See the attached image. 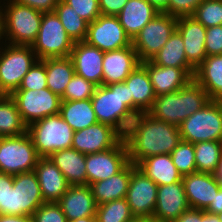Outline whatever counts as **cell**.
Wrapping results in <instances>:
<instances>
[{"instance_id":"f6af8a7d","label":"cell","mask_w":222,"mask_h":222,"mask_svg":"<svg viewBox=\"0 0 222 222\" xmlns=\"http://www.w3.org/2000/svg\"><path fill=\"white\" fill-rule=\"evenodd\" d=\"M203 0H169V14L176 17L191 16Z\"/></svg>"},{"instance_id":"1f68e13d","label":"cell","mask_w":222,"mask_h":222,"mask_svg":"<svg viewBox=\"0 0 222 222\" xmlns=\"http://www.w3.org/2000/svg\"><path fill=\"white\" fill-rule=\"evenodd\" d=\"M47 88L60 97L75 74L70 57L45 59Z\"/></svg>"},{"instance_id":"b9f144b4","label":"cell","mask_w":222,"mask_h":222,"mask_svg":"<svg viewBox=\"0 0 222 222\" xmlns=\"http://www.w3.org/2000/svg\"><path fill=\"white\" fill-rule=\"evenodd\" d=\"M33 222H67L57 202H44L32 215Z\"/></svg>"},{"instance_id":"db71d44e","label":"cell","mask_w":222,"mask_h":222,"mask_svg":"<svg viewBox=\"0 0 222 222\" xmlns=\"http://www.w3.org/2000/svg\"><path fill=\"white\" fill-rule=\"evenodd\" d=\"M202 222H220L217 214H210L202 210Z\"/></svg>"},{"instance_id":"680465c9","label":"cell","mask_w":222,"mask_h":222,"mask_svg":"<svg viewBox=\"0 0 222 222\" xmlns=\"http://www.w3.org/2000/svg\"><path fill=\"white\" fill-rule=\"evenodd\" d=\"M132 222H155L153 219H135Z\"/></svg>"},{"instance_id":"277c9868","label":"cell","mask_w":222,"mask_h":222,"mask_svg":"<svg viewBox=\"0 0 222 222\" xmlns=\"http://www.w3.org/2000/svg\"><path fill=\"white\" fill-rule=\"evenodd\" d=\"M7 4L5 9L0 6L3 38L6 36L10 45L32 46L38 36L43 13L13 0H8Z\"/></svg>"},{"instance_id":"681fc988","label":"cell","mask_w":222,"mask_h":222,"mask_svg":"<svg viewBox=\"0 0 222 222\" xmlns=\"http://www.w3.org/2000/svg\"><path fill=\"white\" fill-rule=\"evenodd\" d=\"M173 222H202V210L190 208Z\"/></svg>"},{"instance_id":"9a60e30c","label":"cell","mask_w":222,"mask_h":222,"mask_svg":"<svg viewBox=\"0 0 222 222\" xmlns=\"http://www.w3.org/2000/svg\"><path fill=\"white\" fill-rule=\"evenodd\" d=\"M87 185L102 181L120 172L128 163V149L124 138L113 148L85 155Z\"/></svg>"},{"instance_id":"7a4b0ae2","label":"cell","mask_w":222,"mask_h":222,"mask_svg":"<svg viewBox=\"0 0 222 222\" xmlns=\"http://www.w3.org/2000/svg\"><path fill=\"white\" fill-rule=\"evenodd\" d=\"M97 121L116 129L123 137L136 117L133 98H129L125 82L97 86L90 98Z\"/></svg>"},{"instance_id":"cb8c5ba5","label":"cell","mask_w":222,"mask_h":222,"mask_svg":"<svg viewBox=\"0 0 222 222\" xmlns=\"http://www.w3.org/2000/svg\"><path fill=\"white\" fill-rule=\"evenodd\" d=\"M34 172L38 178L44 202H57L70 186L49 157H40Z\"/></svg>"},{"instance_id":"d6986e66","label":"cell","mask_w":222,"mask_h":222,"mask_svg":"<svg viewBox=\"0 0 222 222\" xmlns=\"http://www.w3.org/2000/svg\"><path fill=\"white\" fill-rule=\"evenodd\" d=\"M103 56L104 52L97 47L85 41H78L74 43L69 57L72 59L75 74L100 86L103 77Z\"/></svg>"},{"instance_id":"ffe728a7","label":"cell","mask_w":222,"mask_h":222,"mask_svg":"<svg viewBox=\"0 0 222 222\" xmlns=\"http://www.w3.org/2000/svg\"><path fill=\"white\" fill-rule=\"evenodd\" d=\"M190 208L205 210L222 187L214 174L194 172L182 178Z\"/></svg>"},{"instance_id":"7c38bea8","label":"cell","mask_w":222,"mask_h":222,"mask_svg":"<svg viewBox=\"0 0 222 222\" xmlns=\"http://www.w3.org/2000/svg\"><path fill=\"white\" fill-rule=\"evenodd\" d=\"M10 96L27 127L42 118L60 113L61 97L48 88L39 91L15 90Z\"/></svg>"},{"instance_id":"d4e9b609","label":"cell","mask_w":222,"mask_h":222,"mask_svg":"<svg viewBox=\"0 0 222 222\" xmlns=\"http://www.w3.org/2000/svg\"><path fill=\"white\" fill-rule=\"evenodd\" d=\"M124 82L128 85L129 98H133V112L136 115L148 113L156 95L146 67L142 63L138 64Z\"/></svg>"},{"instance_id":"e0dca14e","label":"cell","mask_w":222,"mask_h":222,"mask_svg":"<svg viewBox=\"0 0 222 222\" xmlns=\"http://www.w3.org/2000/svg\"><path fill=\"white\" fill-rule=\"evenodd\" d=\"M190 209L183 182L158 186L156 206L152 219L155 222H173Z\"/></svg>"},{"instance_id":"2e32d148","label":"cell","mask_w":222,"mask_h":222,"mask_svg":"<svg viewBox=\"0 0 222 222\" xmlns=\"http://www.w3.org/2000/svg\"><path fill=\"white\" fill-rule=\"evenodd\" d=\"M123 136L113 127L97 122L74 132L71 148L82 154L103 152L115 147Z\"/></svg>"},{"instance_id":"4316f807","label":"cell","mask_w":222,"mask_h":222,"mask_svg":"<svg viewBox=\"0 0 222 222\" xmlns=\"http://www.w3.org/2000/svg\"><path fill=\"white\" fill-rule=\"evenodd\" d=\"M132 173L129 162L120 172L108 179L91 183L89 186L97 205L125 198Z\"/></svg>"},{"instance_id":"4dcf8cb0","label":"cell","mask_w":222,"mask_h":222,"mask_svg":"<svg viewBox=\"0 0 222 222\" xmlns=\"http://www.w3.org/2000/svg\"><path fill=\"white\" fill-rule=\"evenodd\" d=\"M59 114L74 131L98 122L91 99L61 101Z\"/></svg>"},{"instance_id":"7bdbcfd3","label":"cell","mask_w":222,"mask_h":222,"mask_svg":"<svg viewBox=\"0 0 222 222\" xmlns=\"http://www.w3.org/2000/svg\"><path fill=\"white\" fill-rule=\"evenodd\" d=\"M70 5L75 12L88 23H92L101 15L99 0H63Z\"/></svg>"},{"instance_id":"5b68a950","label":"cell","mask_w":222,"mask_h":222,"mask_svg":"<svg viewBox=\"0 0 222 222\" xmlns=\"http://www.w3.org/2000/svg\"><path fill=\"white\" fill-rule=\"evenodd\" d=\"M27 132L39 157H50L55 151L71 148L75 131L56 114L32 123Z\"/></svg>"},{"instance_id":"8992f818","label":"cell","mask_w":222,"mask_h":222,"mask_svg":"<svg viewBox=\"0 0 222 222\" xmlns=\"http://www.w3.org/2000/svg\"><path fill=\"white\" fill-rule=\"evenodd\" d=\"M181 140L195 144L222 141V101L210 100L179 126Z\"/></svg>"},{"instance_id":"816d5d0a","label":"cell","mask_w":222,"mask_h":222,"mask_svg":"<svg viewBox=\"0 0 222 222\" xmlns=\"http://www.w3.org/2000/svg\"><path fill=\"white\" fill-rule=\"evenodd\" d=\"M0 222H33V219L29 215L0 214Z\"/></svg>"},{"instance_id":"11a10c76","label":"cell","mask_w":222,"mask_h":222,"mask_svg":"<svg viewBox=\"0 0 222 222\" xmlns=\"http://www.w3.org/2000/svg\"><path fill=\"white\" fill-rule=\"evenodd\" d=\"M214 176L219 181V183L222 185V155H221L219 164L217 166V169H216V171L214 173Z\"/></svg>"},{"instance_id":"60d3db41","label":"cell","mask_w":222,"mask_h":222,"mask_svg":"<svg viewBox=\"0 0 222 222\" xmlns=\"http://www.w3.org/2000/svg\"><path fill=\"white\" fill-rule=\"evenodd\" d=\"M47 88L45 59L37 60L23 80L17 90H40Z\"/></svg>"},{"instance_id":"74e56055","label":"cell","mask_w":222,"mask_h":222,"mask_svg":"<svg viewBox=\"0 0 222 222\" xmlns=\"http://www.w3.org/2000/svg\"><path fill=\"white\" fill-rule=\"evenodd\" d=\"M170 156L182 176L197 172L194 144L181 140Z\"/></svg>"},{"instance_id":"83f0119b","label":"cell","mask_w":222,"mask_h":222,"mask_svg":"<svg viewBox=\"0 0 222 222\" xmlns=\"http://www.w3.org/2000/svg\"><path fill=\"white\" fill-rule=\"evenodd\" d=\"M193 79L210 100L222 101V54L207 56L196 68Z\"/></svg>"},{"instance_id":"e575fe53","label":"cell","mask_w":222,"mask_h":222,"mask_svg":"<svg viewBox=\"0 0 222 222\" xmlns=\"http://www.w3.org/2000/svg\"><path fill=\"white\" fill-rule=\"evenodd\" d=\"M54 12L74 42L85 40L89 23L82 19L70 5L60 0Z\"/></svg>"},{"instance_id":"9c48e42d","label":"cell","mask_w":222,"mask_h":222,"mask_svg":"<svg viewBox=\"0 0 222 222\" xmlns=\"http://www.w3.org/2000/svg\"><path fill=\"white\" fill-rule=\"evenodd\" d=\"M39 158L28 132L0 137V172L11 175L32 172Z\"/></svg>"},{"instance_id":"4fadbf2b","label":"cell","mask_w":222,"mask_h":222,"mask_svg":"<svg viewBox=\"0 0 222 222\" xmlns=\"http://www.w3.org/2000/svg\"><path fill=\"white\" fill-rule=\"evenodd\" d=\"M158 185L132 164L126 201L135 219H152L156 206Z\"/></svg>"},{"instance_id":"d6a6232c","label":"cell","mask_w":222,"mask_h":222,"mask_svg":"<svg viewBox=\"0 0 222 222\" xmlns=\"http://www.w3.org/2000/svg\"><path fill=\"white\" fill-rule=\"evenodd\" d=\"M156 65L174 68H194L186 58L181 34L175 30L165 45L151 59Z\"/></svg>"},{"instance_id":"bcb514c9","label":"cell","mask_w":222,"mask_h":222,"mask_svg":"<svg viewBox=\"0 0 222 222\" xmlns=\"http://www.w3.org/2000/svg\"><path fill=\"white\" fill-rule=\"evenodd\" d=\"M42 13L53 12L60 0H13Z\"/></svg>"},{"instance_id":"836d02e7","label":"cell","mask_w":222,"mask_h":222,"mask_svg":"<svg viewBox=\"0 0 222 222\" xmlns=\"http://www.w3.org/2000/svg\"><path fill=\"white\" fill-rule=\"evenodd\" d=\"M27 132L16 102L10 95H0V137H12Z\"/></svg>"},{"instance_id":"3957f363","label":"cell","mask_w":222,"mask_h":222,"mask_svg":"<svg viewBox=\"0 0 222 222\" xmlns=\"http://www.w3.org/2000/svg\"><path fill=\"white\" fill-rule=\"evenodd\" d=\"M209 101L207 92L192 79L176 92L156 96L148 113L157 120L179 127L187 117L199 111Z\"/></svg>"},{"instance_id":"f35d334b","label":"cell","mask_w":222,"mask_h":222,"mask_svg":"<svg viewBox=\"0 0 222 222\" xmlns=\"http://www.w3.org/2000/svg\"><path fill=\"white\" fill-rule=\"evenodd\" d=\"M191 16L205 28L222 25V0H203Z\"/></svg>"},{"instance_id":"f546056e","label":"cell","mask_w":222,"mask_h":222,"mask_svg":"<svg viewBox=\"0 0 222 222\" xmlns=\"http://www.w3.org/2000/svg\"><path fill=\"white\" fill-rule=\"evenodd\" d=\"M137 167L158 186L173 184L183 176L176 169L170 154H159L143 159Z\"/></svg>"},{"instance_id":"ab89813d","label":"cell","mask_w":222,"mask_h":222,"mask_svg":"<svg viewBox=\"0 0 222 222\" xmlns=\"http://www.w3.org/2000/svg\"><path fill=\"white\" fill-rule=\"evenodd\" d=\"M97 85L85 78L74 74L71 81L67 84L61 101H76L90 99L95 92Z\"/></svg>"},{"instance_id":"44dd1931","label":"cell","mask_w":222,"mask_h":222,"mask_svg":"<svg viewBox=\"0 0 222 222\" xmlns=\"http://www.w3.org/2000/svg\"><path fill=\"white\" fill-rule=\"evenodd\" d=\"M176 30L183 39L187 61L196 69L207 57L206 28L192 16H181L177 19Z\"/></svg>"},{"instance_id":"f907efd6","label":"cell","mask_w":222,"mask_h":222,"mask_svg":"<svg viewBox=\"0 0 222 222\" xmlns=\"http://www.w3.org/2000/svg\"><path fill=\"white\" fill-rule=\"evenodd\" d=\"M210 214H218L222 212V187L218 190L214 201L210 202V205L205 209Z\"/></svg>"},{"instance_id":"5bb4252c","label":"cell","mask_w":222,"mask_h":222,"mask_svg":"<svg viewBox=\"0 0 222 222\" xmlns=\"http://www.w3.org/2000/svg\"><path fill=\"white\" fill-rule=\"evenodd\" d=\"M84 41L103 52L119 50L132 44L117 16L102 14L89 23Z\"/></svg>"},{"instance_id":"ba28073f","label":"cell","mask_w":222,"mask_h":222,"mask_svg":"<svg viewBox=\"0 0 222 222\" xmlns=\"http://www.w3.org/2000/svg\"><path fill=\"white\" fill-rule=\"evenodd\" d=\"M5 46L0 48V95H11L38 59L32 46Z\"/></svg>"},{"instance_id":"603a6c76","label":"cell","mask_w":222,"mask_h":222,"mask_svg":"<svg viewBox=\"0 0 222 222\" xmlns=\"http://www.w3.org/2000/svg\"><path fill=\"white\" fill-rule=\"evenodd\" d=\"M67 221L95 217L97 204L89 185H70L57 201Z\"/></svg>"},{"instance_id":"9f6ffc18","label":"cell","mask_w":222,"mask_h":222,"mask_svg":"<svg viewBox=\"0 0 222 222\" xmlns=\"http://www.w3.org/2000/svg\"><path fill=\"white\" fill-rule=\"evenodd\" d=\"M67 222H96V217L78 218V219L67 221Z\"/></svg>"},{"instance_id":"30bf717a","label":"cell","mask_w":222,"mask_h":222,"mask_svg":"<svg viewBox=\"0 0 222 222\" xmlns=\"http://www.w3.org/2000/svg\"><path fill=\"white\" fill-rule=\"evenodd\" d=\"M178 17L159 12L132 40L140 63L150 61L177 29Z\"/></svg>"},{"instance_id":"f1b7e54d","label":"cell","mask_w":222,"mask_h":222,"mask_svg":"<svg viewBox=\"0 0 222 222\" xmlns=\"http://www.w3.org/2000/svg\"><path fill=\"white\" fill-rule=\"evenodd\" d=\"M49 158L60 169L69 185H87L85 154L68 148L55 151Z\"/></svg>"},{"instance_id":"f5cc1de1","label":"cell","mask_w":222,"mask_h":222,"mask_svg":"<svg viewBox=\"0 0 222 222\" xmlns=\"http://www.w3.org/2000/svg\"><path fill=\"white\" fill-rule=\"evenodd\" d=\"M156 10L169 14V0H147Z\"/></svg>"},{"instance_id":"6da1fadb","label":"cell","mask_w":222,"mask_h":222,"mask_svg":"<svg viewBox=\"0 0 222 222\" xmlns=\"http://www.w3.org/2000/svg\"><path fill=\"white\" fill-rule=\"evenodd\" d=\"M123 138L129 162L136 166L149 156L171 154L181 141L179 127L157 120L149 113L137 114Z\"/></svg>"},{"instance_id":"91938a15","label":"cell","mask_w":222,"mask_h":222,"mask_svg":"<svg viewBox=\"0 0 222 222\" xmlns=\"http://www.w3.org/2000/svg\"><path fill=\"white\" fill-rule=\"evenodd\" d=\"M217 216L219 218V221L222 222V212L218 213Z\"/></svg>"},{"instance_id":"484cf974","label":"cell","mask_w":222,"mask_h":222,"mask_svg":"<svg viewBox=\"0 0 222 222\" xmlns=\"http://www.w3.org/2000/svg\"><path fill=\"white\" fill-rule=\"evenodd\" d=\"M159 13L147 0H128L117 18L131 39Z\"/></svg>"},{"instance_id":"ac0fdd59","label":"cell","mask_w":222,"mask_h":222,"mask_svg":"<svg viewBox=\"0 0 222 222\" xmlns=\"http://www.w3.org/2000/svg\"><path fill=\"white\" fill-rule=\"evenodd\" d=\"M146 67L156 96L173 93L185 87L194 77L195 68H174L142 62Z\"/></svg>"},{"instance_id":"52a82bcc","label":"cell","mask_w":222,"mask_h":222,"mask_svg":"<svg viewBox=\"0 0 222 222\" xmlns=\"http://www.w3.org/2000/svg\"><path fill=\"white\" fill-rule=\"evenodd\" d=\"M56 13H43L40 29L32 48L38 60L69 57L74 46Z\"/></svg>"},{"instance_id":"8d00e7d4","label":"cell","mask_w":222,"mask_h":222,"mask_svg":"<svg viewBox=\"0 0 222 222\" xmlns=\"http://www.w3.org/2000/svg\"><path fill=\"white\" fill-rule=\"evenodd\" d=\"M96 222H132L135 220L125 198L97 205Z\"/></svg>"},{"instance_id":"7402d4cb","label":"cell","mask_w":222,"mask_h":222,"mask_svg":"<svg viewBox=\"0 0 222 222\" xmlns=\"http://www.w3.org/2000/svg\"><path fill=\"white\" fill-rule=\"evenodd\" d=\"M140 64L132 46L104 52L102 85L124 82L130 73Z\"/></svg>"},{"instance_id":"6f0895ef","label":"cell","mask_w":222,"mask_h":222,"mask_svg":"<svg viewBox=\"0 0 222 222\" xmlns=\"http://www.w3.org/2000/svg\"><path fill=\"white\" fill-rule=\"evenodd\" d=\"M3 32H2V12L0 9V40L3 38Z\"/></svg>"},{"instance_id":"d590c367","label":"cell","mask_w":222,"mask_h":222,"mask_svg":"<svg viewBox=\"0 0 222 222\" xmlns=\"http://www.w3.org/2000/svg\"><path fill=\"white\" fill-rule=\"evenodd\" d=\"M197 172L214 174L222 155V141H203L194 144Z\"/></svg>"},{"instance_id":"c3c4849f","label":"cell","mask_w":222,"mask_h":222,"mask_svg":"<svg viewBox=\"0 0 222 222\" xmlns=\"http://www.w3.org/2000/svg\"><path fill=\"white\" fill-rule=\"evenodd\" d=\"M12 187L13 175L0 172V214H5L7 192Z\"/></svg>"},{"instance_id":"ee69618b","label":"cell","mask_w":222,"mask_h":222,"mask_svg":"<svg viewBox=\"0 0 222 222\" xmlns=\"http://www.w3.org/2000/svg\"><path fill=\"white\" fill-rule=\"evenodd\" d=\"M205 51L207 56L222 54V25L206 28Z\"/></svg>"},{"instance_id":"8fae6325","label":"cell","mask_w":222,"mask_h":222,"mask_svg":"<svg viewBox=\"0 0 222 222\" xmlns=\"http://www.w3.org/2000/svg\"><path fill=\"white\" fill-rule=\"evenodd\" d=\"M43 203L34 171L13 175V187L7 192L5 214L32 216Z\"/></svg>"},{"instance_id":"7dc6e473","label":"cell","mask_w":222,"mask_h":222,"mask_svg":"<svg viewBox=\"0 0 222 222\" xmlns=\"http://www.w3.org/2000/svg\"><path fill=\"white\" fill-rule=\"evenodd\" d=\"M127 2L128 0H99L100 13L117 16Z\"/></svg>"}]
</instances>
